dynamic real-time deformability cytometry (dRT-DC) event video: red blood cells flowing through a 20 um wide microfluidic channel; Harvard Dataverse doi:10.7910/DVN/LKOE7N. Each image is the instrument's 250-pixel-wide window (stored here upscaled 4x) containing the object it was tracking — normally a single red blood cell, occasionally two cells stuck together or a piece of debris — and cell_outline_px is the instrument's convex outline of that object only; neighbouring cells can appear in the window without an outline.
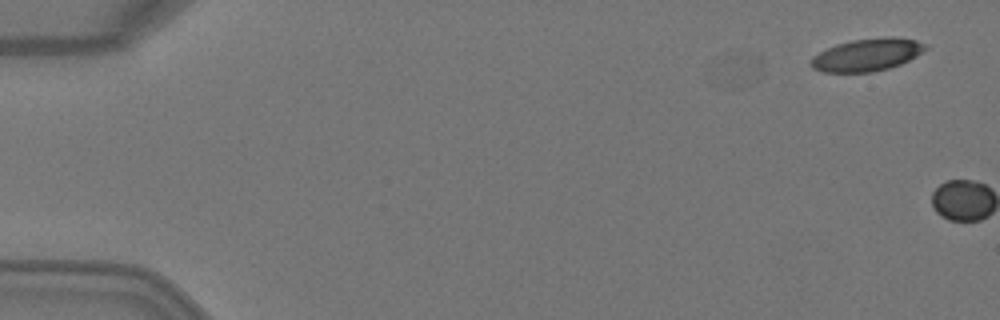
{"species": "Egyptian fruit bat (a non-hibernating species)", "species_latin": "Rousettus aegyptiacus", "temperature_condition": "warm", "stored_images_in_passage": 4, "camera_frame_rate_fps": 3000, "um_per_image_px": 0.085, "animal": {"sex": "female"}, "frame": {"image": 1, "passage_image": 1, "time_ms": 0.0, "image_size_px": [1000, 320], "cell_outline_px": [[928, 48], [916, 56], [900, 64], [888, 68], [872, 72], [824, 72], [812, 68], [808, 64], [808, 60], [812, 56], [836, 44], [852, 40], [888, 36], [892, 36], [916, 40], [928, 44]], "centroid_in_image_um": [73.69, 4.65], "position_along_channel_um": 11.3, "area_um2": 21.85}}